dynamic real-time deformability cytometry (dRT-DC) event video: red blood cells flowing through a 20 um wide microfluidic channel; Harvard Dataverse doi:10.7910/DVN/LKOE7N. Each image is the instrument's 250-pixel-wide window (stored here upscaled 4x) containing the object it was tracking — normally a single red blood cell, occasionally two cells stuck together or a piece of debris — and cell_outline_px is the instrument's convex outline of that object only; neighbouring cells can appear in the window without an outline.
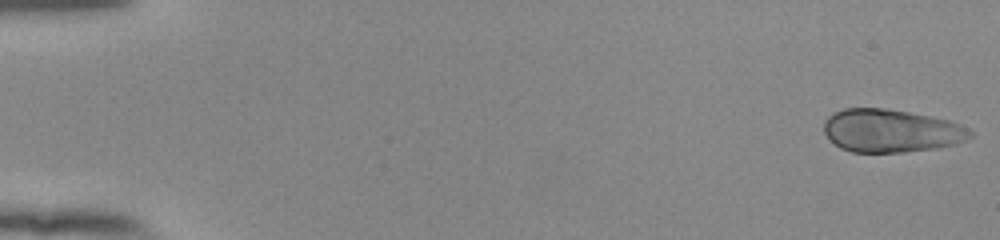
{"species": "human", "species_latin": "Homo sapiens", "temperature_condition": "room temperature", "stored_images_in_passage": 52, "camera_frame_rate_fps": 3000, "um_per_image_px": 0.085, "donor": {"sex": "female"}, "frame": {"image": 1, "passage_image": 1, "time_ms": 0.0, "image_size_px": [1000, 240], "cell_outline_px": [[972, 136], [968, 140], [956, 144], [936, 148], [904, 152], [852, 152], [840, 148], [824, 132], [824, 120], [828, 116], [844, 108], [884, 108], [908, 112], [948, 120], [960, 124], [968, 128], [972, 132]], "centroid_in_image_um": [75.76, 11.12], "position_along_channel_um": 9.2, "area_um2": 36.59}}
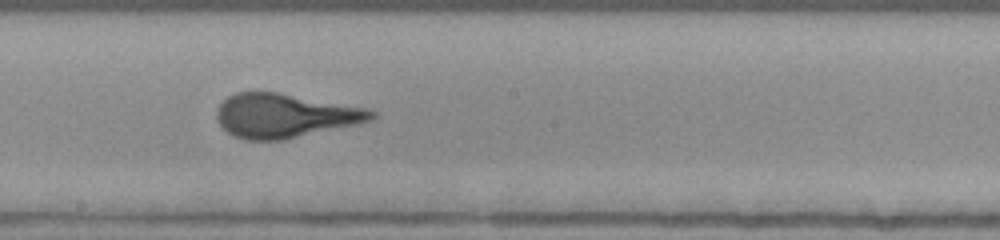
{"frame": {"image": 2, "passage_image": 30, "time_ms": 9.667, "image_size_px": [1000, 240], "cell_outline_px": [[380, 112], [372, 120], [360, 124], [280, 140], [244, 140], [228, 132], [216, 120], [216, 108], [228, 96], [236, 92], [276, 92], [364, 108]], "centroid_in_image_um": [24.21, 9.84], "position_along_channel_um": 224.0, "area_um2": 39.48}}
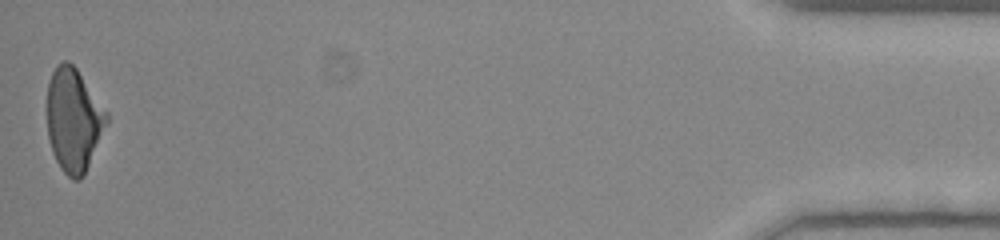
{"frame": {"image": 3, "passage_image": 52, "time_ms": 17.0, "image_size_px": [1000, 240], "cell_outline_px": [[108, 120], [84, 176], [80, 180], [72, 180], [60, 168], [52, 152], [48, 136], [48, 80], [56, 64], [64, 60], [68, 60], [76, 68], [108, 112]], "centroid_in_image_um": [6.25, 10.19], "position_along_channel_um": 428.9, "area_um2": 35.72}}